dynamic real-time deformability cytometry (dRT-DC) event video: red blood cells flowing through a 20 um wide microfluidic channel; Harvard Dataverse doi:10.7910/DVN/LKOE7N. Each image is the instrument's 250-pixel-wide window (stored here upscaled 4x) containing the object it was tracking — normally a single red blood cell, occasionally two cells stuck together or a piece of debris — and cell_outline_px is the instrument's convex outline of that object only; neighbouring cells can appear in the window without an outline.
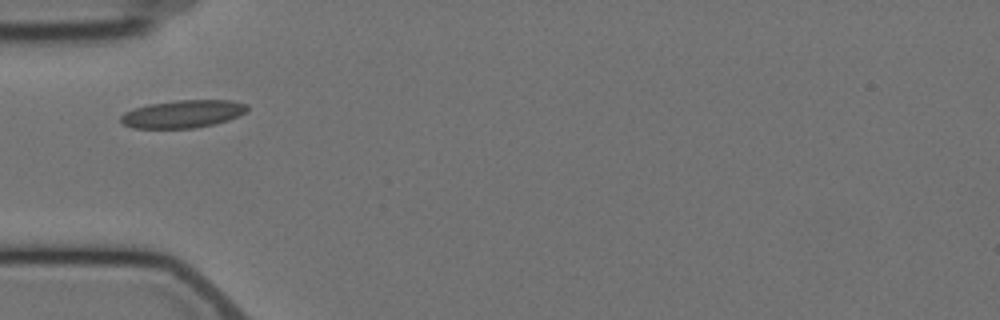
{"species": "Egyptian fruit bat (a non-hibernating species)", "species_latin": "Rousettus aegyptiacus", "temperature_condition": "cold", "stored_images_in_passage": 7, "camera_frame_rate_fps": 3000, "um_per_image_px": 0.085, "animal": {"sex": "female"}, "frame": {"image": 1, "passage_image": 1, "time_ms": 0.0, "image_size_px": [1000, 320], "cell_outline_px": [[248, 108], [244, 112], [228, 120], [212, 124], [192, 128], [132, 128], [124, 124], [120, 120], [120, 116], [124, 112], [148, 104], [176, 100], [232, 100], [248, 104]], "centroid_in_image_um": [15.52, 9.67], "position_along_channel_um": 69.5, "area_um2": 20.29}}
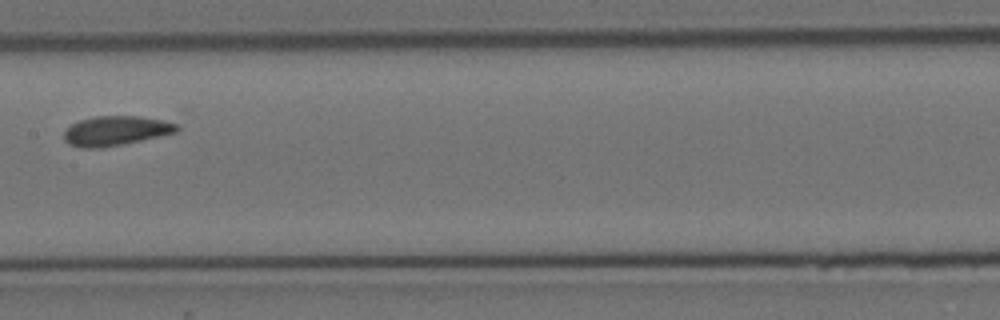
{"frame": {"image": 2, "passage_image": 4, "time_ms": 3.667, "image_size_px": [1000, 320], "cell_outline_px": [[180, 128], [176, 132], [140, 140], [100, 148], [80, 148], [68, 144], [64, 140], [64, 132], [72, 124], [80, 120], [96, 116], [140, 116], [160, 120], [176, 124]], "centroid_in_image_um": [9.79, 11.12], "position_along_channel_um": 197.6, "area_um2": 19.13}}
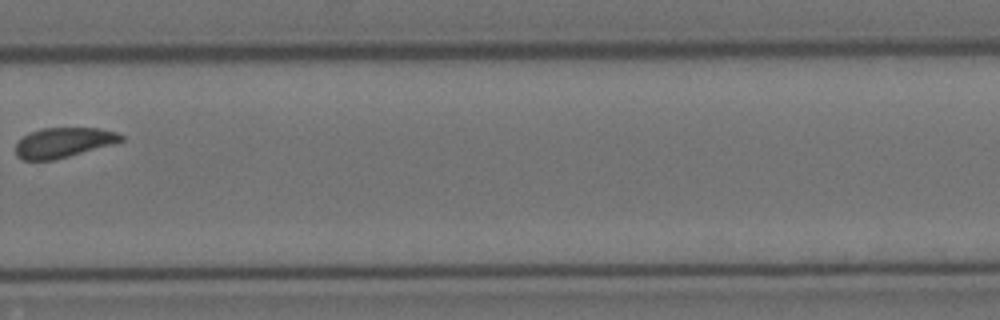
{"frame": {"image": 3, "passage_image": 7, "time_ms": 7.333, "image_size_px": [1000, 320], "cell_outline_px": [[124, 140], [112, 144], [68, 156], [52, 160], [24, 160], [16, 156], [16, 144], [28, 132], [44, 128], [100, 128], [116, 132], [124, 136]], "centroid_in_image_um": [5.39, 12.11], "position_along_channel_um": 324.4, "area_um2": 18.21}}